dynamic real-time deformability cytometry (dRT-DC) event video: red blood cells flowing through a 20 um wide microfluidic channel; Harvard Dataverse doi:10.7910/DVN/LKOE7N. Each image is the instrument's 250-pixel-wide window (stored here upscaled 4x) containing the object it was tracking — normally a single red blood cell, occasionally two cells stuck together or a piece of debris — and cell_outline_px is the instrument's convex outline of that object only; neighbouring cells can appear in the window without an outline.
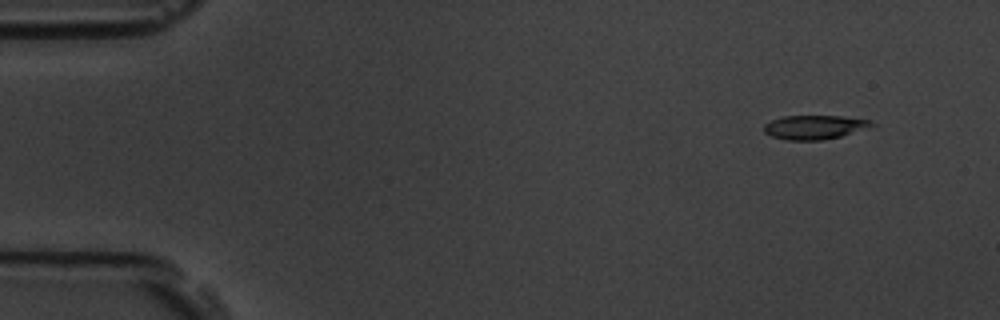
{"species": "common noctule bat (a hibernating species)", "species_latin": "Nyctalus noctula", "temperature_condition": "room temperature", "stored_images_in_passage": 5, "camera_frame_rate_fps": 3000, "um_per_image_px": 0.085, "animal": {"sex": "male", "body_mass_g": 19.5, "forearm_length_mm": 54.6}, "frame": {"image": 1, "passage_image": 1, "time_ms": 0.0, "image_size_px": [1000, 320], "cell_outline_px": [[876, 124], [840, 136], [824, 140], [784, 140], [772, 136], [764, 132], [764, 124], [772, 120], [784, 116], [840, 116], [868, 120]], "centroid_in_image_um": [69.16, 10.81], "position_along_channel_um": 15.8, "area_um2": 14.8}}
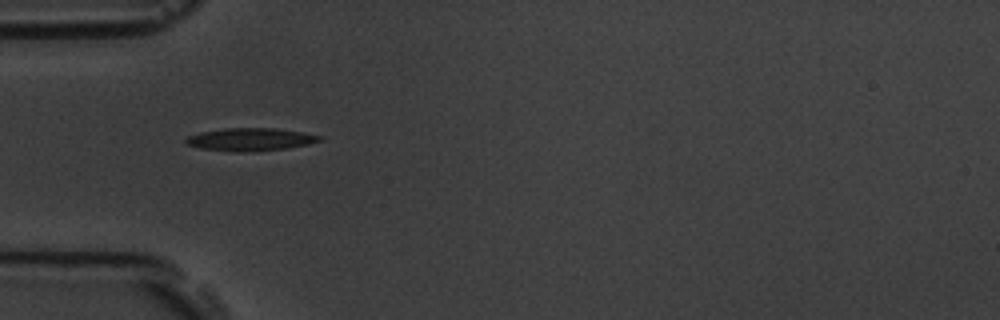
{"frame": {"image": 2, "passage_image": 4, "time_ms": 4.333, "image_size_px": [1000, 320], "cell_outline_px": [[324, 140], [308, 144], [288, 148], [252, 152], [236, 152], [200, 148], [188, 144], [184, 140], [188, 136], [200, 132], [224, 128], [276, 128], [304, 132], [324, 136]], "centroid_in_image_um": [21.34, 11.85], "position_along_channel_um": 63.7, "area_um2": 17.98}}
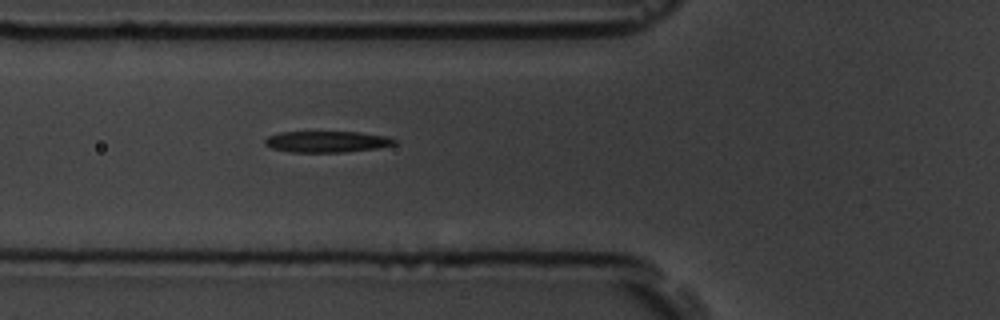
{"frame": {"image": 3, "passage_image": 5, "time_ms": 5.333, "image_size_px": [1000, 320], "cell_outline_px": [[396, 144], [376, 148], [344, 152], [292, 152], [272, 148], [264, 144], [264, 140], [268, 136], [280, 132], [360, 132], [388, 136], [396, 140]], "centroid_in_image_um": [27.79, 12.04], "position_along_channel_um": 98.0, "area_um2": 16.01}}